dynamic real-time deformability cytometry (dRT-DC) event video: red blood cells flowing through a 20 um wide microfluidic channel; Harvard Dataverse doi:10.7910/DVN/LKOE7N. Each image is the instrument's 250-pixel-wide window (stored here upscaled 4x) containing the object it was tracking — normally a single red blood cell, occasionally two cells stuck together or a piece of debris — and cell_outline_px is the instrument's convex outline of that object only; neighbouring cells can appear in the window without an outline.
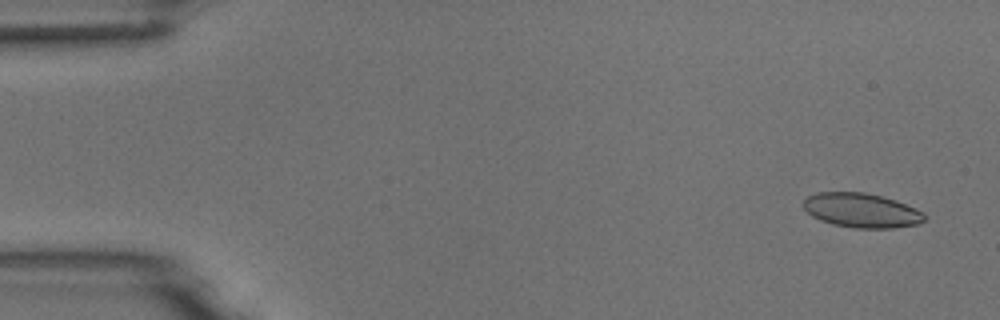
{"species": "common noctule bat (a hibernating species)", "species_latin": "Nyctalus noctula", "temperature_condition": "room temperature", "stored_images_in_passage": 15, "camera_frame_rate_fps": 3000, "um_per_image_px": 0.085, "animal": {"sex": "male", "body_mass_g": 18.8}, "frame": {"image": 1, "passage_image": 3, "time_ms": 0.667, "image_size_px": [1000, 320], "cell_outline_px": [[924, 220], [920, 224], [892, 228], [852, 228], [832, 224], [820, 220], [812, 216], [804, 208], [804, 200], [808, 196], [816, 192], [864, 192], [896, 200], [916, 208], [924, 212]], "centroid_in_image_um": [73.24, 17.88], "position_along_channel_um": 11.8, "area_um2": 24.33}}
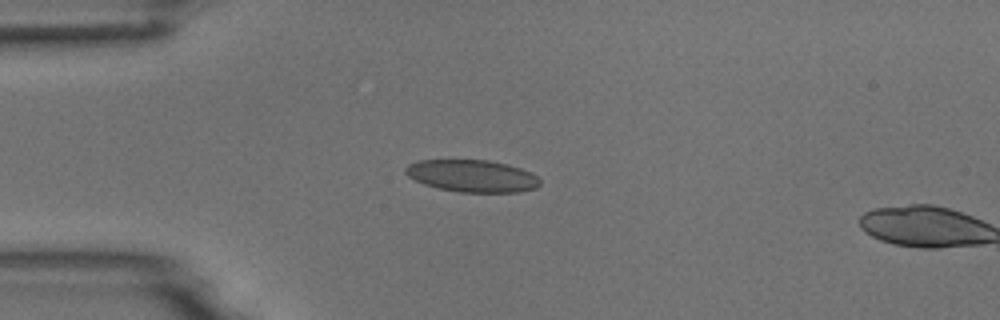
{"frame": {"image": 2, "passage_image": 14, "time_ms": 4.333, "image_size_px": [1000, 320], "cell_outline_px": [[540, 184], [536, 188], [520, 192], [460, 192], [436, 188], [424, 184], [408, 176], [404, 172], [404, 168], [408, 164], [420, 160], [488, 160], [508, 164], [532, 172], [540, 180]], "centroid_in_image_um": [40.14, 14.95], "position_along_channel_um": 44.9, "area_um2": 25.32}}